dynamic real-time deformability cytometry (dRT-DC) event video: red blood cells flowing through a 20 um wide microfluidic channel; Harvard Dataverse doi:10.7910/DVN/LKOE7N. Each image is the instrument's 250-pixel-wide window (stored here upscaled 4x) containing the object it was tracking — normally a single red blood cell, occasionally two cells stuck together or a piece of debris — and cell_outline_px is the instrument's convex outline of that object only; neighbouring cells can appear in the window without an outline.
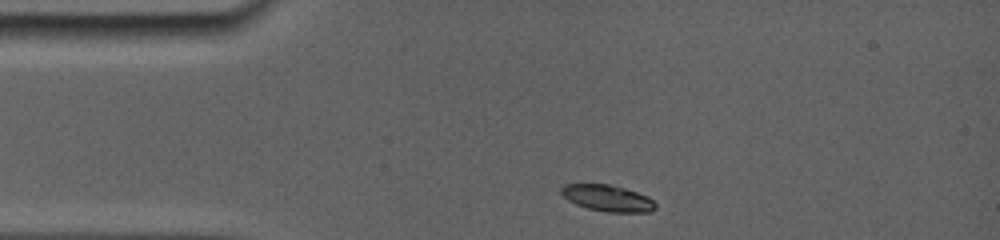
{"species": "common noctule bat (a hibernating species)", "species_latin": "Nyctalus noctula", "temperature_condition": "room temperature", "stored_images_in_passage": 52, "camera_frame_rate_fps": 5000, "um_per_image_px": 0.085, "animal": {"sex": "female", "body_mass_g": 19.0, "forearm_length_mm": 56.7}, "frame": {"image": 1, "passage_image": 1, "time_ms": 0.0, "image_size_px": [1000, 240], "cell_outline_px": [[656, 208], [652, 212], [608, 212], [588, 208], [576, 204], [568, 200], [560, 192], [560, 188], [564, 184], [608, 184], [624, 188], [648, 196], [656, 204]], "centroid_in_image_um": [51.65, 16.84], "position_along_channel_um": 33.4, "area_um2": 14.45}}
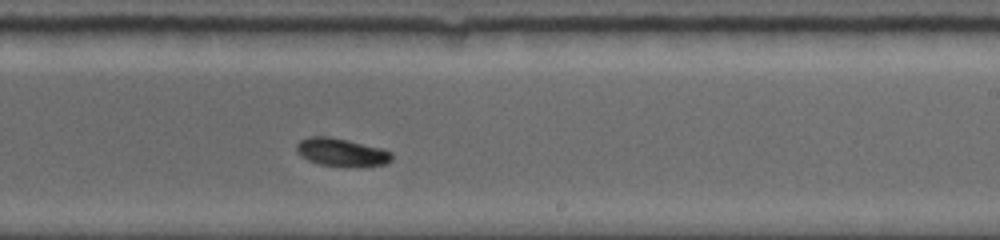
{"frame": {"image": 2, "passage_image": 30, "time_ms": 6.8, "image_size_px": [1000, 240], "cell_outline_px": [[392, 160], [384, 164], [360, 168], [356, 168], [320, 164], [308, 160], [300, 156], [296, 148], [296, 144], [300, 140], [312, 136], [328, 136], [348, 140], [380, 148], [392, 152]], "centroid_in_image_um": [29.04, 12.96], "position_along_channel_um": 260.0, "area_um2": 15.72}}
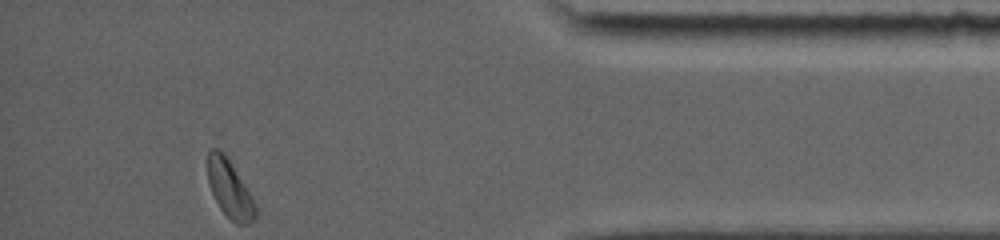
{"frame": {"image": 3, "passage_image": 52, "time_ms": 11.6, "image_size_px": [1000, 240], "cell_outline_px": [[256, 216], [248, 224], [236, 224], [220, 208], [212, 192], [208, 180], [208, 148], [216, 148], [224, 152], [248, 192], [256, 208]], "centroid_in_image_um": [19.49, 16.04], "position_along_channel_um": 415.7, "area_um2": 15.43}, "authors_computed_cell_mechanics": {"area_um2": 15.4326, "velocity_mm_per_s": 3.8286, "shape_relaxation_time_tau1_ms": 4.0632, "shape_relaxation_time_tau2_ms": null, "deformation_change_tau1": 0.1345, "deformation_change_tau2": null}}